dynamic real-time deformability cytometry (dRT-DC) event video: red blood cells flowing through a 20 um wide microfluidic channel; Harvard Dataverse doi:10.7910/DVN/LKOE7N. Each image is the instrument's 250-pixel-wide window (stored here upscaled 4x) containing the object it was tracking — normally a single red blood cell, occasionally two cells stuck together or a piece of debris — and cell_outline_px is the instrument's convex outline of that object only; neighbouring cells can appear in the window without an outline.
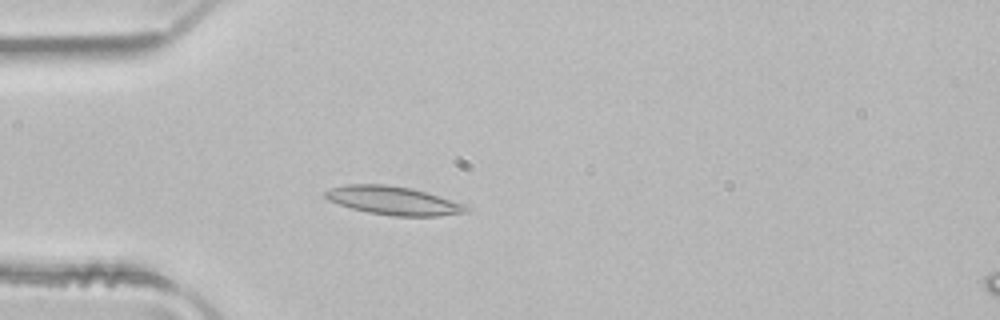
{"species": "common noctule bat (a hibernating species)", "species_latin": "Nyctalus noctula", "temperature_condition": "room temperature", "stored_images_in_passage": 4, "camera_frame_rate_fps": 3000, "um_per_image_px": 0.085, "animal": {"sex": "male", "body_mass_g": 21.5, "forearm_length_mm": 52.0}, "frame": {"image": 1, "passage_image": 4, "time_ms": 1.0, "image_size_px": [1000, 320], "cell_outline_px": [[472, 208], [468, 212], [440, 216], [392, 216], [368, 212], [352, 208], [328, 200], [324, 196], [324, 192], [332, 188], [344, 184], [384, 184], [412, 188], [468, 204]], "centroid_in_image_um": [33.51, 17.05], "position_along_channel_um": 51.5, "area_um2": 23.58}}